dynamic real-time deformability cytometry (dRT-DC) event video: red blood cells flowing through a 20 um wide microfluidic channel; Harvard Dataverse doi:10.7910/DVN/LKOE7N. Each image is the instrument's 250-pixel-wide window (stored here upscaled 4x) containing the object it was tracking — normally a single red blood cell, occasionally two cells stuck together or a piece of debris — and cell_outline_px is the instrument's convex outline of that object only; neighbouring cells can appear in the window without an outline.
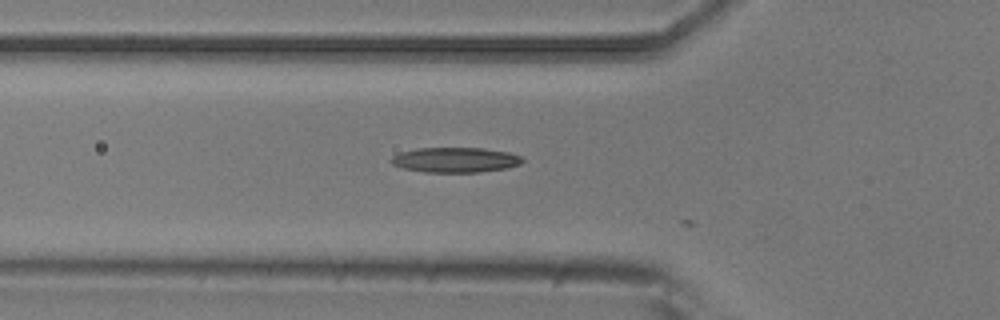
{"species": "common noctule bat (a hibernating species)", "species_latin": "Nyctalus noctula", "temperature_condition": "room temperature", "stored_images_in_passage": 3, "camera_frame_rate_fps": 3000, "um_per_image_px": 0.085, "animal": {"sex": "male", "body_mass_g": 20.5, "forearm_length_mm": 52.5}, "frame": {"image": 1, "passage_image": 2, "time_ms": 0.333, "image_size_px": [1000, 320], "cell_outline_px": [[524, 160], [520, 164], [508, 168], [480, 172], [424, 172], [404, 168], [392, 164], [388, 160], [392, 156], [400, 152], [416, 148], [484, 148], [508, 152], [520, 156]], "centroid_in_image_um": [38.68, 13.59], "position_along_channel_um": 87.1, "area_um2": 19.25}}